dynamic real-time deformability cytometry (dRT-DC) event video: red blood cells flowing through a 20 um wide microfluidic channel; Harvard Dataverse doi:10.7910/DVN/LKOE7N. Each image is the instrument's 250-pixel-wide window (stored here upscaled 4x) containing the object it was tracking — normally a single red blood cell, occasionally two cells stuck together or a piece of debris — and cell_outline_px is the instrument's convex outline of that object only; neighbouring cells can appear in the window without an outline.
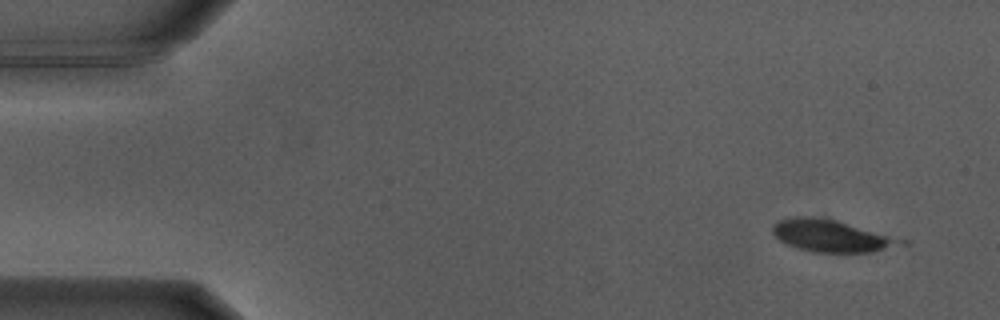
{"species": "Egyptian fruit bat (a non-hibernating species)", "species_latin": "Rousettus aegyptiacus", "temperature_condition": "warm", "stored_images_in_passage": 5, "camera_frame_rate_fps": 3000, "um_per_image_px": 0.085, "animal": {"sex": "male"}, "frame": {"image": 1, "passage_image": 1, "time_ms": 0.0, "image_size_px": [1000, 320], "cell_outline_px": [[908, 244], [872, 252], [816, 252], [800, 248], [788, 244], [780, 240], [772, 232], [772, 224], [780, 220], [796, 216], [820, 216], [836, 220], [908, 240]], "centroid_in_image_um": [70.72, 20.03], "position_along_channel_um": 14.3, "area_um2": 23.99}}